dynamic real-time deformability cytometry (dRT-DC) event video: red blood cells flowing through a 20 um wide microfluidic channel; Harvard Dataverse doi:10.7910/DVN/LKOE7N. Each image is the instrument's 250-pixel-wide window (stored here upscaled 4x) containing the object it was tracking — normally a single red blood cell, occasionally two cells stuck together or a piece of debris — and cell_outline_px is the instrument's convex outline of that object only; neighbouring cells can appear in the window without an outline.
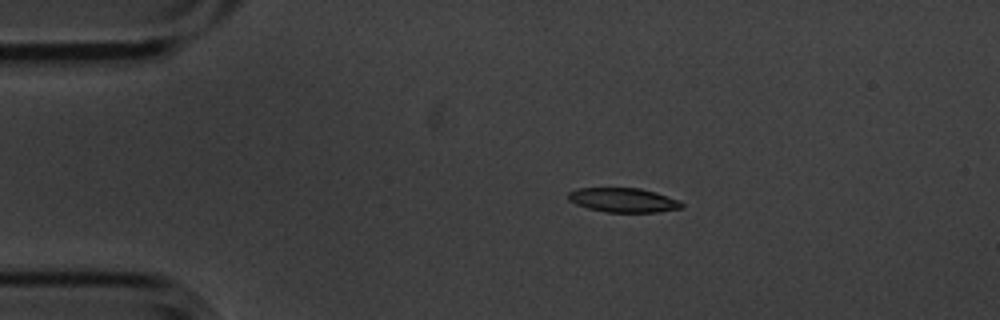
{"species": "common noctule bat (a hibernating species)", "species_latin": "Nyctalus noctula", "temperature_condition": "cold", "stored_images_in_passage": 6, "camera_frame_rate_fps": 3000, "um_per_image_px": 0.085, "animal": {"sex": "male", "body_mass_g": 20.1, "forearm_length_mm": 53.5}, "frame": {"image": 1, "passage_image": 2, "time_ms": 0.333, "image_size_px": [1000, 320], "cell_outline_px": [[684, 208], [656, 212], [604, 212], [588, 208], [576, 204], [568, 200], [568, 192], [576, 188], [640, 188], [656, 192], [680, 200], [684, 204]], "centroid_in_image_um": [53.0, 17.0], "position_along_channel_um": 32.0, "area_um2": 16.24}}
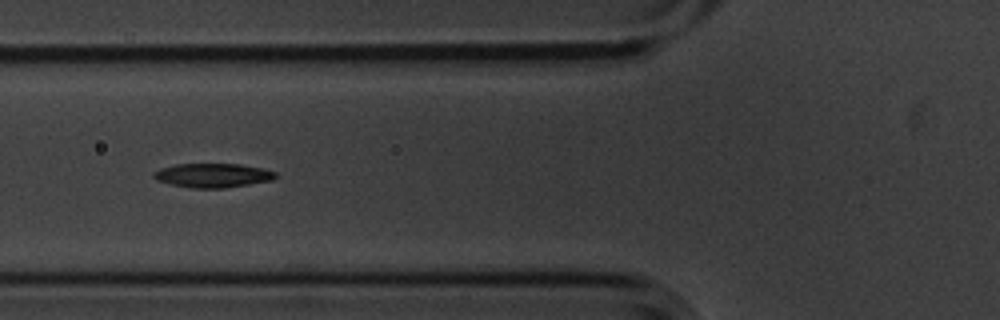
{"frame": {"image": 2, "passage_image": 5, "time_ms": 1.333, "image_size_px": [1000, 320], "cell_outline_px": [[276, 176], [272, 180], [224, 188], [192, 188], [172, 184], [156, 180], [152, 176], [152, 172], [160, 168], [176, 164], [240, 164], [260, 168], [276, 172]], "centroid_in_image_um": [18.04, 14.9], "position_along_channel_um": 107.8, "area_um2": 16.99}}
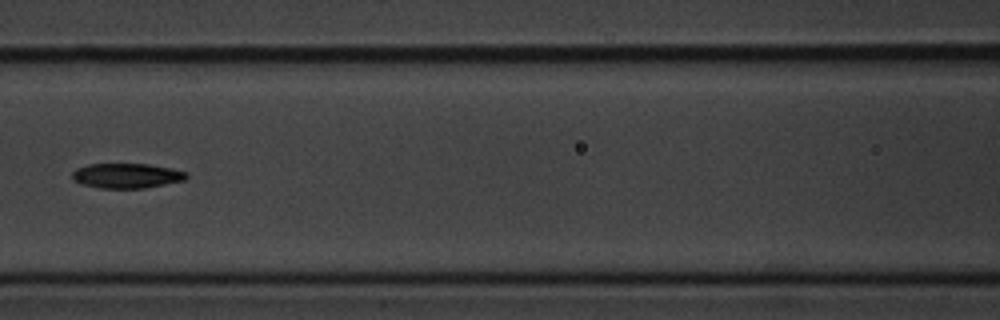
{"frame": {"image": 3, "passage_image": 6, "time_ms": 1.667, "image_size_px": [1000, 320], "cell_outline_px": [[188, 176], [184, 180], [144, 188], [100, 188], [80, 184], [72, 180], [72, 172], [76, 168], [88, 164], [148, 164], [188, 172]], "centroid_in_image_um": [10.72, 14.94], "position_along_channel_um": 155.9, "area_um2": 16.53}}